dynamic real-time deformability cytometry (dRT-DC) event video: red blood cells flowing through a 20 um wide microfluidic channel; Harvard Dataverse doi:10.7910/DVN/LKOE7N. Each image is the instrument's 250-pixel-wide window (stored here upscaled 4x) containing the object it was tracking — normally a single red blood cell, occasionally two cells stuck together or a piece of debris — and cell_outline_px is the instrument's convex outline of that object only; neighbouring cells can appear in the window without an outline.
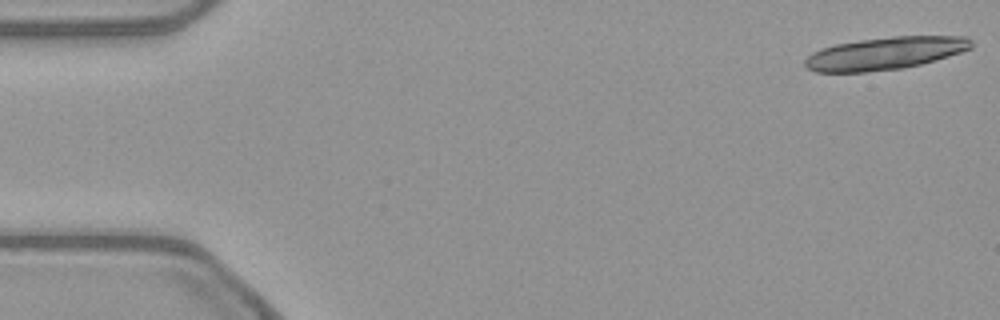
{"species": "common noctule bat (a hibernating species)", "species_latin": "Nyctalus noctula", "temperature_condition": "warm", "stored_images_in_passage": 18, "camera_frame_rate_fps": 3000, "um_per_image_px": 0.085, "animal": {"sex": "female", "body_mass_g": 21.9}, "frame": {"image": 1, "passage_image": 1, "time_ms": 0.0, "image_size_px": [1000, 320], "cell_outline_px": [[972, 48], [948, 56], [920, 64], [904, 68], [864, 72], [816, 72], [808, 68], [804, 64], [804, 60], [812, 52], [820, 48], [836, 44], [860, 40], [892, 36], [968, 36], [972, 40]], "centroid_in_image_um": [75.22, 4.53], "position_along_channel_um": 9.8, "area_um2": 31.56}}